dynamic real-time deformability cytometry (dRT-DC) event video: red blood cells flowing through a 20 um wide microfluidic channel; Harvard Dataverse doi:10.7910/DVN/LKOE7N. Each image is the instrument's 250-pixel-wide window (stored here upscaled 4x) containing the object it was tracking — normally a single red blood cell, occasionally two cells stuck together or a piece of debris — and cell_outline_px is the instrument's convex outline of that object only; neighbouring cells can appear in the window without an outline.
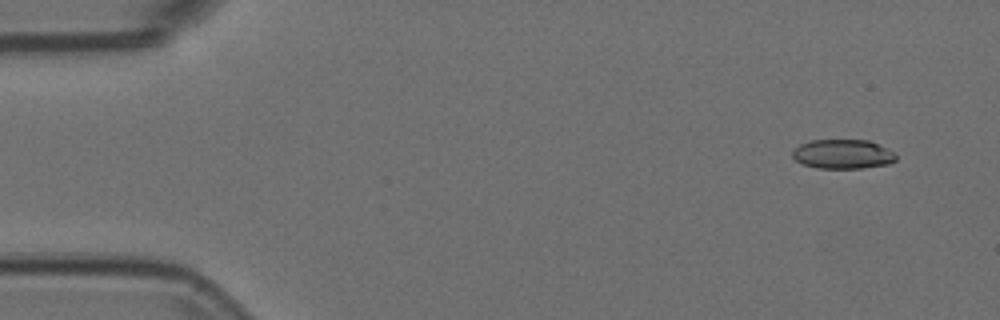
{"species": "Egyptian fruit bat (a non-hibernating species)", "species_latin": "Rousettus aegyptiacus", "temperature_condition": "room temperature", "stored_images_in_passage": 55, "camera_frame_rate_fps": 3000, "um_per_image_px": 0.085, "animal": {"sex": "female"}, "frame": {"image": 1, "passage_image": 4, "time_ms": 1.0, "image_size_px": [1000, 320], "cell_outline_px": [[896, 160], [888, 164], [860, 168], [816, 168], [804, 164], [796, 160], [792, 156], [792, 152], [800, 144], [808, 140], [868, 140], [892, 152], [896, 156]], "centroid_in_image_um": [71.6, 13.1], "position_along_channel_um": 13.4, "area_um2": 17.46}}
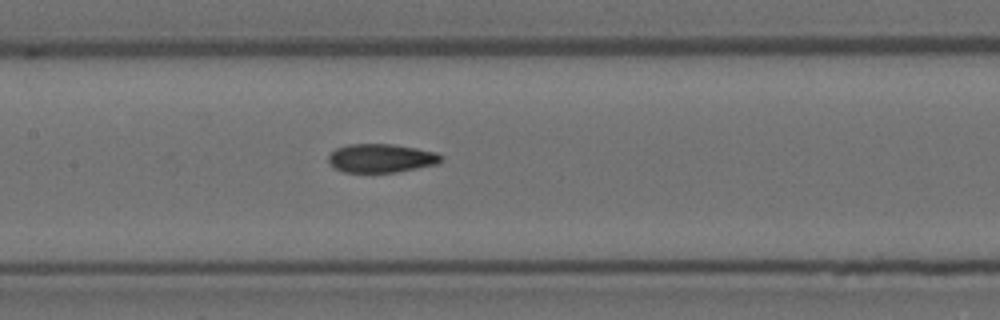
{"frame": {"image": 2, "passage_image": 26, "time_ms": 8.333, "image_size_px": [1000, 320], "cell_outline_px": [[444, 160], [436, 164], [396, 172], [344, 172], [336, 168], [328, 160], [328, 156], [336, 148], [348, 144], [392, 144], [416, 148], [436, 152], [444, 156]], "centroid_in_image_um": [32.43, 13.44], "position_along_channel_um": 175.0, "area_um2": 18.73}}
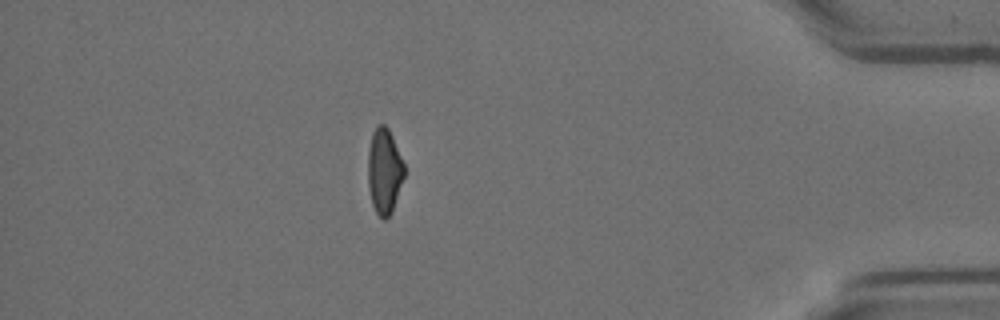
{"frame": {"image": 3, "passage_image": 48, "time_ms": 15.667, "image_size_px": [1000, 320], "cell_outline_px": [[404, 176], [392, 212], [384, 220], [376, 212], [372, 204], [368, 188], [368, 152], [372, 132], [380, 124], [384, 124], [388, 128], [392, 136], [404, 164]], "centroid_in_image_um": [32.65, 14.55], "position_along_channel_um": 402.5, "area_um2": 17.92}, "authors_computed_cell_mechanics": {"area_um2": 18.8428, "velocity_mm_per_s": 3.7217, "shape_relaxation_time_tau1_ms": 10.5363, "shape_relaxation_time_tau2_ms": 2.4061, "deformation_change_tau1": 0.2623, "deformation_change_tau2": 0.0885}}